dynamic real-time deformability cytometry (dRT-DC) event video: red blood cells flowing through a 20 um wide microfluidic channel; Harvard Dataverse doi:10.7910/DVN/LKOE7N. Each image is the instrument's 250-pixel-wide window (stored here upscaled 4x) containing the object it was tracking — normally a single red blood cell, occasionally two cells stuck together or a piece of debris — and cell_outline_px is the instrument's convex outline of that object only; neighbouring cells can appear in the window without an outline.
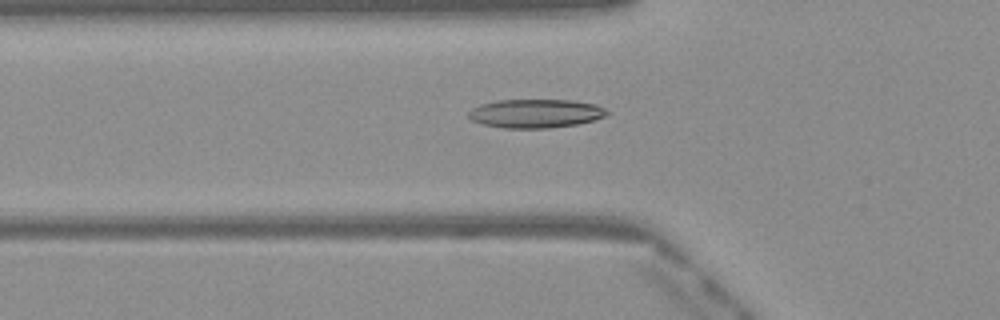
{"species": "Egyptian fruit bat (a non-hibernating species)", "species_latin": "Rousettus aegyptiacus", "temperature_condition": "warm", "stored_images_in_passage": 41, "camera_frame_rate_fps": 3000, "um_per_image_px": 0.085, "frame": {"image": 1, "passage_image": 9, "time_ms": 2.667, "image_size_px": [1000, 320], "cell_outline_px": [[608, 116], [576, 124], [548, 128], [504, 128], [484, 124], [472, 120], [468, 116], [468, 112], [472, 108], [480, 104], [496, 100], [572, 100], [596, 104], [604, 108], [608, 112]], "centroid_in_image_um": [45.52, 9.64], "position_along_channel_um": 80.3, "area_um2": 23.12}}
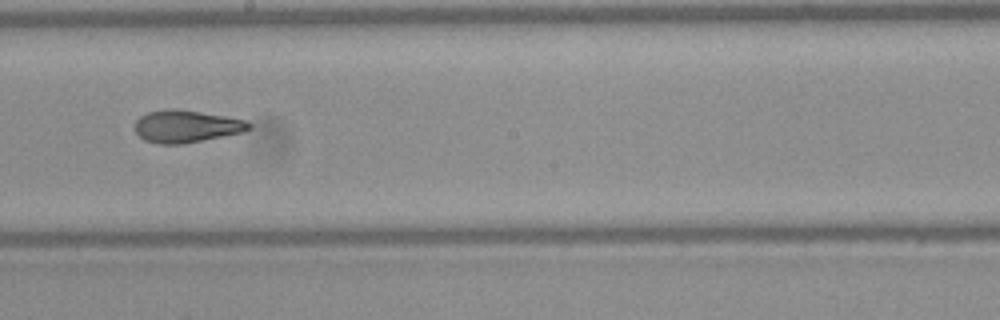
{"frame": {"image": 2, "passage_image": 20, "time_ms": 6.333, "image_size_px": [1000, 320], "cell_outline_px": [[252, 128], [244, 132], [180, 144], [160, 144], [144, 140], [136, 132], [136, 120], [140, 116], [148, 112], [168, 108], [176, 108], [248, 120], [252, 124]], "centroid_in_image_um": [15.86, 10.73], "position_along_channel_um": 232.3, "area_um2": 21.44}}
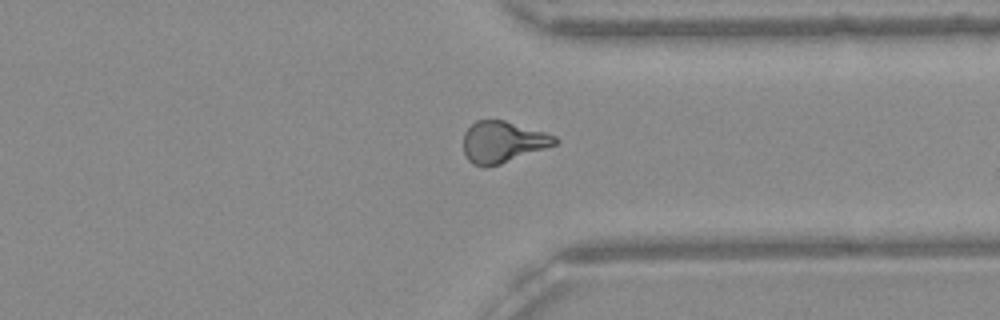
{"frame": {"image": 3, "passage_image": 30, "time_ms": 9.667, "image_size_px": [1000, 320], "cell_outline_px": [[560, 140], [556, 144], [500, 164], [488, 168], [484, 168], [472, 164], [468, 160], [464, 152], [464, 132], [476, 120], [504, 120], [544, 132], [556, 136]], "centroid_in_image_um": [42.71, 12.08], "position_along_channel_um": 368.7, "area_um2": 22.02}, "authors_computed_cell_mechanics": {"area_um2": 21.5016, "velocity_mm_per_s": 4.1105, "shape_relaxation_time_tau1_ms": null, "shape_relaxation_time_tau2_ms": 1.3584, "deformation_change_tau1": null, "deformation_change_tau2": 0.081}}